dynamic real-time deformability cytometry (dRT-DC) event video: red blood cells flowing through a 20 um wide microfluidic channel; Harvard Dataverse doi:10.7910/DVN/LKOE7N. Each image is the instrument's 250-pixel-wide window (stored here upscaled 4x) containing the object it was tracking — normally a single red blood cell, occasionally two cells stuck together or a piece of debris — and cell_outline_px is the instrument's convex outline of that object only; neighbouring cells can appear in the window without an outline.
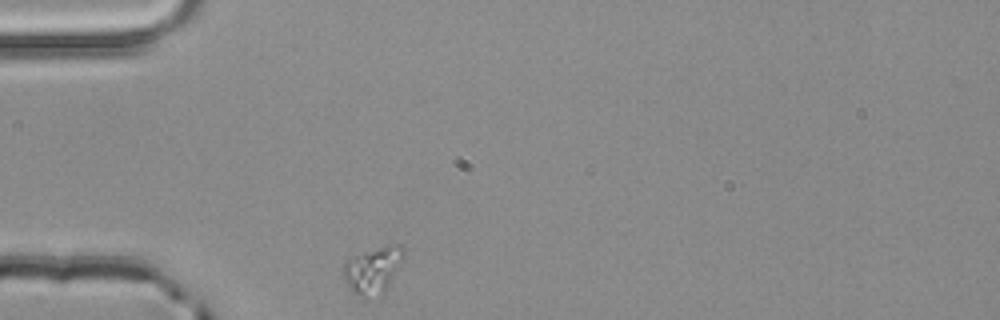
{"species": "common noctule bat (a hibernating species)", "species_latin": "Nyctalus noctula", "temperature_condition": "room temperature", "stored_images_in_passage": 1, "camera_frame_rate_fps": 3000, "um_per_image_px": 0.085, "animal": {"sex": "male", "body_mass_g": 20.4}, "frame": {"image": 1, "passage_image": 1, "time_ms": 0.0, "image_size_px": [1000, 320], "cell_outline_px": [[404, 256], [388, 288], [384, 292], [364, 296], [352, 292], [344, 276], [344, 260], [388, 244], [400, 244], [404, 248]], "centroid_in_image_um": [31.74, 22.9], "position_along_channel_um": 53.3, "area_um2": 15.84}}